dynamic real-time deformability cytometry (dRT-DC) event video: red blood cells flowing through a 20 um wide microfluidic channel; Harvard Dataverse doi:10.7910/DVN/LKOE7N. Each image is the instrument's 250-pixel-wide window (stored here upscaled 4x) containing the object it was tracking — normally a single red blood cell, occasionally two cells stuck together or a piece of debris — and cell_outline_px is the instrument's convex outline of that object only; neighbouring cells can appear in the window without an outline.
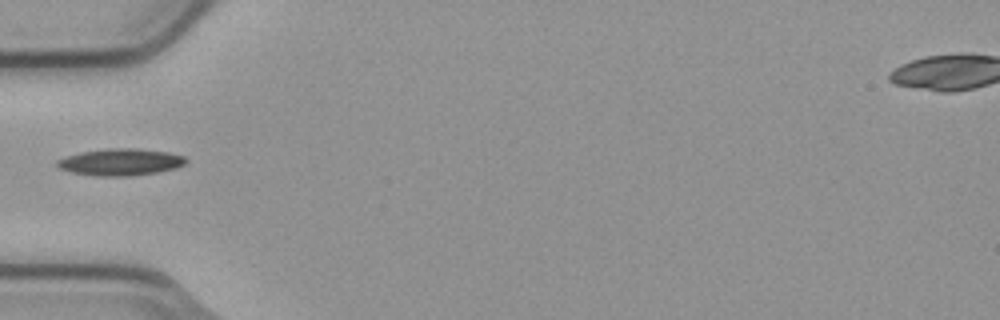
{"species": "common noctule bat (a hibernating species)", "species_latin": "Nyctalus noctula", "temperature_condition": "cold", "stored_images_in_passage": 1, "camera_frame_rate_fps": 3000, "um_per_image_px": 0.085, "animal": {"sex": "male", "body_mass_g": 23.1, "forearm_length_mm": 52.7}, "frame": {"image": 1, "passage_image": 1, "time_ms": 0.0, "image_size_px": [1000, 320], "cell_outline_px": [[188, 160], [184, 164], [176, 168], [156, 172], [132, 176], [96, 176], [72, 172], [60, 168], [56, 164], [56, 160], [80, 152], [108, 148], [136, 148], [168, 152], [184, 156]], "centroid_in_image_um": [10.26, 13.77], "position_along_channel_um": 74.7, "area_um2": 20.11}}